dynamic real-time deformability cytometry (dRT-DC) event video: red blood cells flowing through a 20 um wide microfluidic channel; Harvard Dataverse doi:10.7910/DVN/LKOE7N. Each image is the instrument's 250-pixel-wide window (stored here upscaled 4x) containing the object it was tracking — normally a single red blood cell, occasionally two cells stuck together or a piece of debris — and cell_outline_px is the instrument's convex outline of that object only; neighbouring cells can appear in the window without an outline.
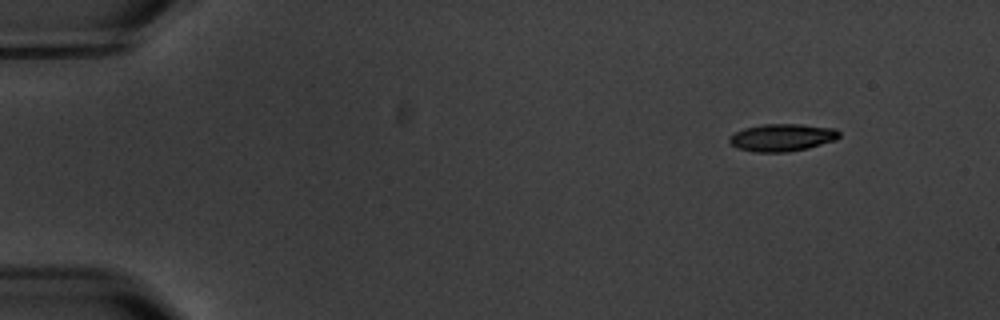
{"species": "common noctule bat (a hibernating species)", "species_latin": "Nyctalus noctula", "temperature_condition": "warm", "stored_images_in_passage": 6, "camera_frame_rate_fps": 3000, "um_per_image_px": 0.085, "animal": {"sex": "male", "body_mass_g": 20.1, "forearm_length_mm": 53.5}, "frame": {"image": 1, "passage_image": 2, "time_ms": 2.0, "image_size_px": [1000, 320], "cell_outline_px": [[840, 136], [836, 140], [808, 148], [784, 152], [752, 152], [740, 148], [732, 144], [728, 140], [728, 136], [744, 128], [764, 124], [800, 124], [836, 128], [840, 132]], "centroid_in_image_um": [66.5, 11.68], "position_along_channel_um": 18.5, "area_um2": 17.57}}
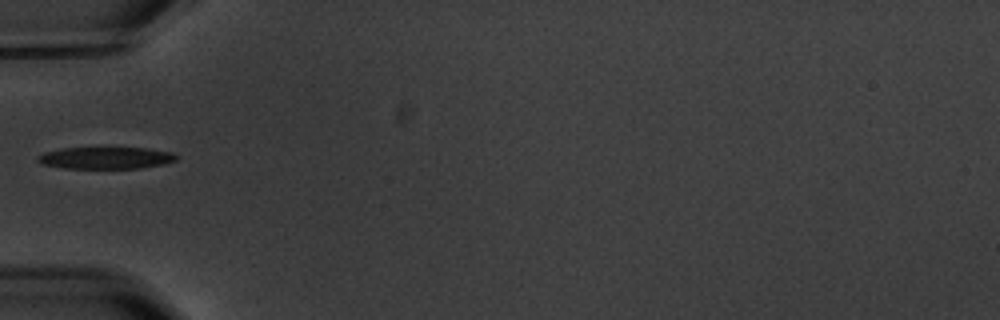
{"frame": {"image": 2, "passage_image": 6, "time_ms": 6.667, "image_size_px": [1000, 320], "cell_outline_px": [[176, 160], [164, 164], [140, 168], [64, 168], [44, 164], [36, 160], [36, 156], [44, 152], [60, 148], [148, 148], [172, 152], [176, 156]], "centroid_in_image_um": [8.97, 13.42], "position_along_channel_um": 76.0, "area_um2": 17.63}}